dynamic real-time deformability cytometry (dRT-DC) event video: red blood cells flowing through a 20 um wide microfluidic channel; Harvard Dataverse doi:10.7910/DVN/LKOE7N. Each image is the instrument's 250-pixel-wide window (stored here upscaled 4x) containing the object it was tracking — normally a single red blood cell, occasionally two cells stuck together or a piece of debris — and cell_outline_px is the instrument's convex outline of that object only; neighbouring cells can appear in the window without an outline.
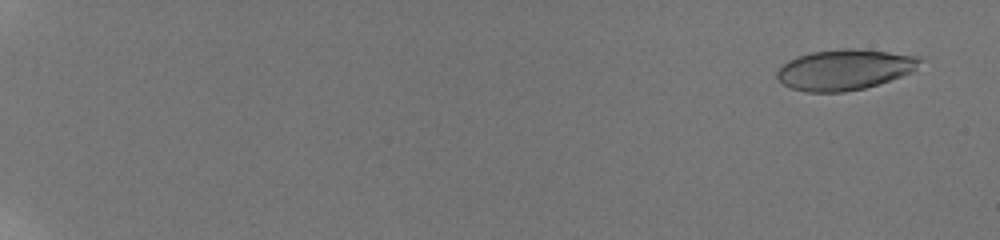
{"species": "human", "species_latin": "Homo sapiens", "temperature_condition": "room temperature", "stored_images_in_passage": 23, "camera_frame_rate_fps": 3000, "um_per_image_px": 0.085, "donor": {"sex": "male"}, "frame": {"image": 1, "passage_image": 2, "time_ms": 1.0, "image_size_px": [1000, 240], "cell_outline_px": [[924, 56], [912, 72], [864, 88], [844, 92], [808, 92], [792, 88], [784, 84], [776, 76], [776, 72], [788, 60], [796, 56], [812, 52], [844, 48], [856, 48]], "centroid_in_image_um": [71.79, 5.9], "position_along_channel_um": 13.2, "area_um2": 33.64}}
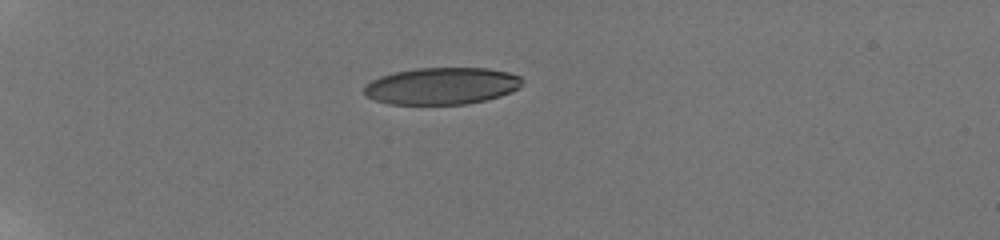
{"frame": {"image": 2, "passage_image": 9, "time_ms": 6.333, "image_size_px": [1000, 240], "cell_outline_px": [[520, 88], [512, 92], [500, 96], [484, 100], [464, 104], [388, 104], [364, 96], [364, 88], [372, 80], [380, 76], [396, 72], [416, 68], [488, 68], [508, 72], [520, 76]], "centroid_in_image_um": [37.54, 7.31], "position_along_channel_um": 47.5, "area_um2": 33.93}}
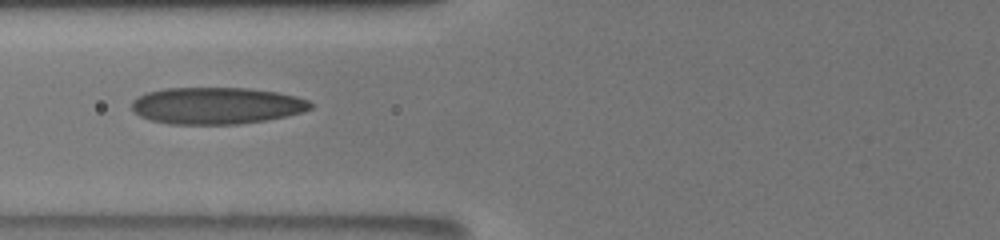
{"frame": {"image": 3, "passage_image": 17, "time_ms": 9.333, "image_size_px": [1000, 240], "cell_outline_px": [[312, 108], [304, 112], [288, 116], [264, 120], [236, 124], [168, 124], [152, 120], [140, 116], [132, 108], [132, 100], [136, 96], [148, 92], [164, 88], [248, 88], [276, 92], [296, 96], [308, 100], [312, 104]], "centroid_in_image_um": [18.41, 8.98], "position_along_channel_um": 107.4, "area_um2": 38.38}}